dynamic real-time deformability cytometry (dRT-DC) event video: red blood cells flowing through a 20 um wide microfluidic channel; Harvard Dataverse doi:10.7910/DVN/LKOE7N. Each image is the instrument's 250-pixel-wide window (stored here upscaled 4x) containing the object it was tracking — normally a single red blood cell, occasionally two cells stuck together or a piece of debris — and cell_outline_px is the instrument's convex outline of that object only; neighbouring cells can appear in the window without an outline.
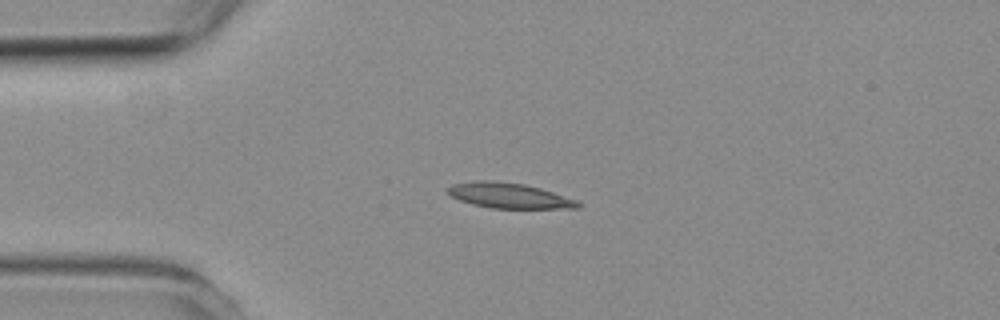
{"species": "common noctule bat (a hibernating species)", "species_latin": "Nyctalus noctula", "temperature_condition": "room temperature", "stored_images_in_passage": 5, "camera_frame_rate_fps": 3000, "um_per_image_px": 0.085, "animal": {"sex": "female", "body_mass_g": 19.3, "forearm_length_mm": 54.1}, "frame": {"image": 1, "passage_image": 1, "time_ms": 0.0, "image_size_px": [1000, 320], "cell_outline_px": [[584, 204], [580, 208], [492, 208], [472, 204], [460, 200], [452, 196], [444, 188], [452, 184], [476, 180], [492, 180], [524, 184], [540, 188], [576, 200]], "centroid_in_image_um": [43.26, 16.62], "position_along_channel_um": 41.7, "area_um2": 19.19}}
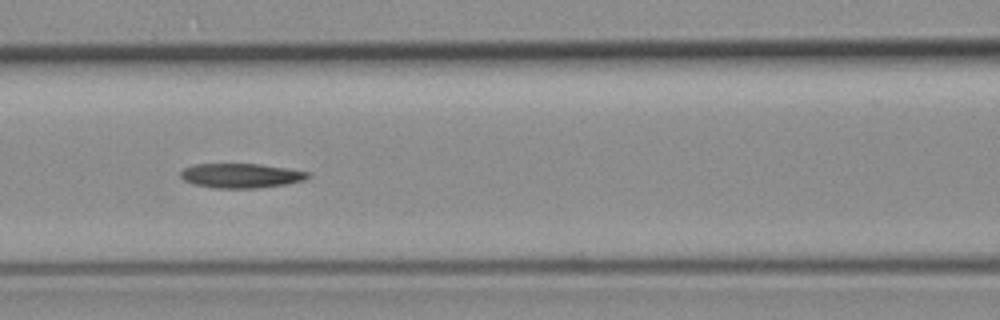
{"frame": {"image": 2, "passage_image": 4, "time_ms": 3.333, "image_size_px": [1000, 320], "cell_outline_px": [[312, 176], [304, 180], [288, 184], [256, 188], [212, 188], [196, 184], [184, 180], [180, 176], [180, 172], [184, 168], [196, 164], [260, 164], [312, 172]], "centroid_in_image_um": [20.54, 14.93], "position_along_channel_um": 146.1, "area_um2": 18.26}}
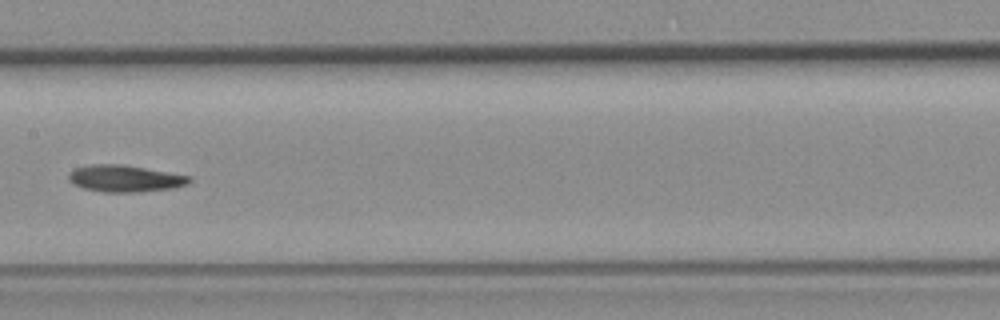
{"frame": {"image": 3, "passage_image": 5, "time_ms": 4.667, "image_size_px": [1000, 320], "cell_outline_px": [[192, 180], [188, 184], [172, 188], [140, 192], [104, 192], [84, 188], [72, 184], [68, 180], [68, 172], [72, 168], [88, 164], [124, 164], [192, 176]], "centroid_in_image_um": [10.59, 15.16], "position_along_channel_um": 196.8, "area_um2": 19.19}}